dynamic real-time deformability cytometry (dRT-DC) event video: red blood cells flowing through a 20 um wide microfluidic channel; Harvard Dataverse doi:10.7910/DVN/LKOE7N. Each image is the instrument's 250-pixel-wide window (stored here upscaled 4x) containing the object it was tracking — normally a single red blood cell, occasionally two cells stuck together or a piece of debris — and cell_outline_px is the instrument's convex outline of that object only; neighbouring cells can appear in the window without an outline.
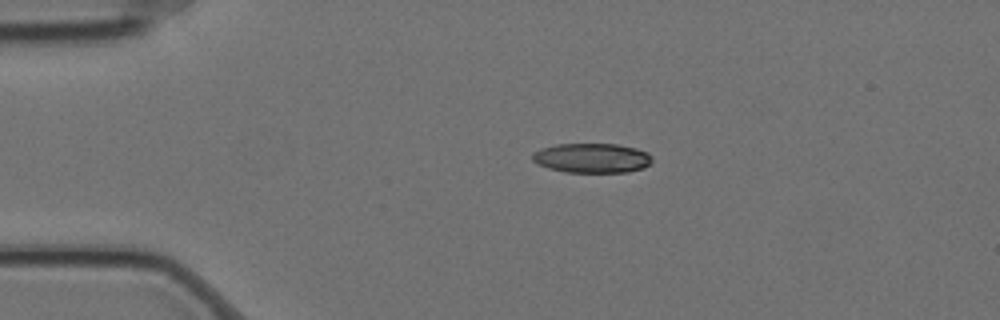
{"species": "Egyptian fruit bat (a non-hibernating species)", "species_latin": "Rousettus aegyptiacus", "temperature_condition": "cold", "stored_images_in_passage": 4, "camera_frame_rate_fps": 3000, "um_per_image_px": 0.085, "animal": {"sex": "female"}, "frame": {"image": 1, "passage_image": 1, "time_ms": 0.0, "image_size_px": [1000, 320], "cell_outline_px": [[652, 160], [644, 168], [628, 172], [564, 172], [548, 168], [532, 160], [532, 152], [540, 148], [556, 144], [616, 144], [636, 148], [648, 152], [652, 156]], "centroid_in_image_um": [50.31, 13.43], "position_along_channel_um": 34.7, "area_um2": 20.75}}
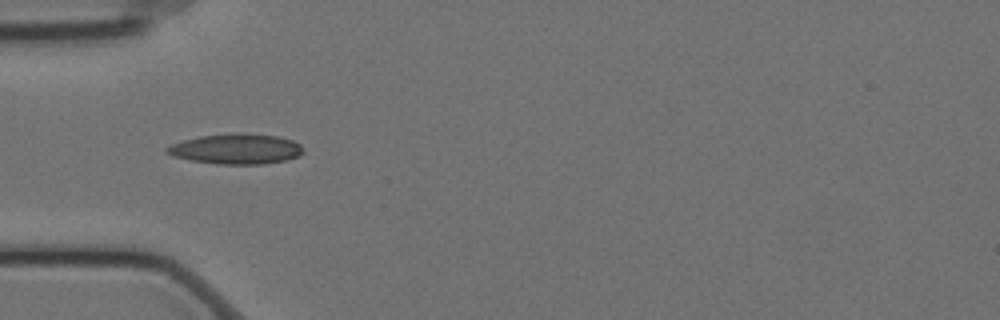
{"frame": {"image": 2, "passage_image": 2, "time_ms": 0.333, "image_size_px": [1000, 320], "cell_outline_px": [[304, 152], [300, 156], [284, 160], [264, 164], [216, 164], [192, 160], [172, 156], [164, 152], [164, 148], [172, 144], [184, 140], [200, 136], [236, 132], [276, 136], [292, 140], [300, 144], [304, 148]], "centroid_in_image_um": [20.07, 12.66], "position_along_channel_um": 64.9, "area_um2": 24.16}}
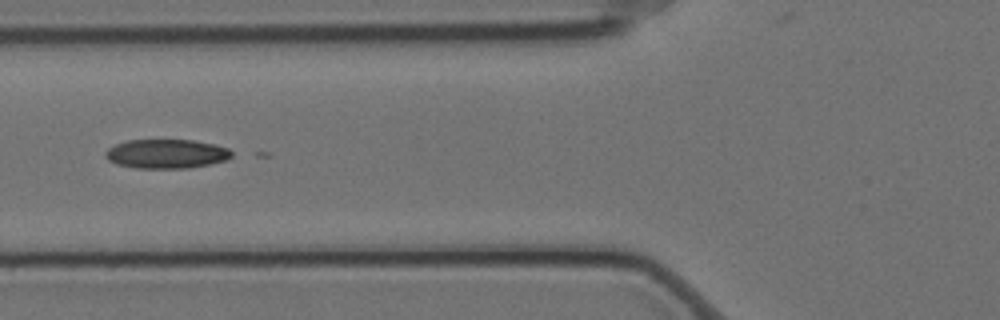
{"frame": {"image": 3, "passage_image": 3, "time_ms": 0.667, "image_size_px": [1000, 320], "cell_outline_px": [[232, 156], [228, 160], [188, 168], [136, 168], [116, 164], [108, 160], [104, 156], [104, 152], [108, 148], [116, 144], [128, 140], [192, 140], [216, 144], [228, 148], [232, 152]], "centroid_in_image_um": [14.14, 13.07], "position_along_channel_um": 111.7, "area_um2": 21.56}}